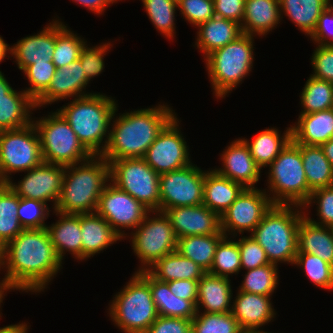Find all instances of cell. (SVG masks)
I'll return each mask as SVG.
<instances>
[{"instance_id":"8992f818","label":"cell","mask_w":333,"mask_h":333,"mask_svg":"<svg viewBox=\"0 0 333 333\" xmlns=\"http://www.w3.org/2000/svg\"><path fill=\"white\" fill-rule=\"evenodd\" d=\"M254 37L242 34L233 42L208 54L205 61L213 95L218 100L241 85L250 76L254 63Z\"/></svg>"},{"instance_id":"91938a15","label":"cell","mask_w":333,"mask_h":333,"mask_svg":"<svg viewBox=\"0 0 333 333\" xmlns=\"http://www.w3.org/2000/svg\"><path fill=\"white\" fill-rule=\"evenodd\" d=\"M28 322H19L17 324H11L7 326L0 327V333H28L30 330V325Z\"/></svg>"},{"instance_id":"e7e4bbea","label":"cell","mask_w":333,"mask_h":333,"mask_svg":"<svg viewBox=\"0 0 333 333\" xmlns=\"http://www.w3.org/2000/svg\"><path fill=\"white\" fill-rule=\"evenodd\" d=\"M243 333H260V331H244Z\"/></svg>"},{"instance_id":"d6a6232c","label":"cell","mask_w":333,"mask_h":333,"mask_svg":"<svg viewBox=\"0 0 333 333\" xmlns=\"http://www.w3.org/2000/svg\"><path fill=\"white\" fill-rule=\"evenodd\" d=\"M14 88L0 101V131L23 128L32 123L35 101L26 93Z\"/></svg>"},{"instance_id":"cb8c5ba5","label":"cell","mask_w":333,"mask_h":333,"mask_svg":"<svg viewBox=\"0 0 333 333\" xmlns=\"http://www.w3.org/2000/svg\"><path fill=\"white\" fill-rule=\"evenodd\" d=\"M230 278L206 272L198 283L197 312L226 313L232 310L233 290Z\"/></svg>"},{"instance_id":"680465c9","label":"cell","mask_w":333,"mask_h":333,"mask_svg":"<svg viewBox=\"0 0 333 333\" xmlns=\"http://www.w3.org/2000/svg\"><path fill=\"white\" fill-rule=\"evenodd\" d=\"M72 2L80 4L96 15H103L107 7L118 3L119 0H72Z\"/></svg>"},{"instance_id":"d4e9b609","label":"cell","mask_w":333,"mask_h":333,"mask_svg":"<svg viewBox=\"0 0 333 333\" xmlns=\"http://www.w3.org/2000/svg\"><path fill=\"white\" fill-rule=\"evenodd\" d=\"M82 261L98 255L109 246L122 241L109 223L97 212L80 214Z\"/></svg>"},{"instance_id":"4dcf8cb0","label":"cell","mask_w":333,"mask_h":333,"mask_svg":"<svg viewBox=\"0 0 333 333\" xmlns=\"http://www.w3.org/2000/svg\"><path fill=\"white\" fill-rule=\"evenodd\" d=\"M285 130L281 134L282 131L276 127H266L252 141L246 137L242 138L249 147L252 158L261 170L266 169L292 140L291 125L286 127Z\"/></svg>"},{"instance_id":"ab89813d","label":"cell","mask_w":333,"mask_h":333,"mask_svg":"<svg viewBox=\"0 0 333 333\" xmlns=\"http://www.w3.org/2000/svg\"><path fill=\"white\" fill-rule=\"evenodd\" d=\"M301 112L300 114H310L332 107L333 83L326 80L309 76L305 85L300 91Z\"/></svg>"},{"instance_id":"f1b7e54d","label":"cell","mask_w":333,"mask_h":333,"mask_svg":"<svg viewBox=\"0 0 333 333\" xmlns=\"http://www.w3.org/2000/svg\"><path fill=\"white\" fill-rule=\"evenodd\" d=\"M244 189L241 184L222 177L211 168L205 172L203 205L221 217Z\"/></svg>"},{"instance_id":"6da1fadb","label":"cell","mask_w":333,"mask_h":333,"mask_svg":"<svg viewBox=\"0 0 333 333\" xmlns=\"http://www.w3.org/2000/svg\"><path fill=\"white\" fill-rule=\"evenodd\" d=\"M62 264L46 228L24 229L0 249L2 279L11 292L45 291Z\"/></svg>"},{"instance_id":"277c9868","label":"cell","mask_w":333,"mask_h":333,"mask_svg":"<svg viewBox=\"0 0 333 333\" xmlns=\"http://www.w3.org/2000/svg\"><path fill=\"white\" fill-rule=\"evenodd\" d=\"M109 181V162L102 156H91L81 163L65 166L62 192L55 211L66 214L96 212Z\"/></svg>"},{"instance_id":"f35d334b","label":"cell","mask_w":333,"mask_h":333,"mask_svg":"<svg viewBox=\"0 0 333 333\" xmlns=\"http://www.w3.org/2000/svg\"><path fill=\"white\" fill-rule=\"evenodd\" d=\"M55 19L56 45L52 55V62L58 69L79 59L81 49L87 40L82 38V35L78 36L79 34L72 31L61 19L57 17Z\"/></svg>"},{"instance_id":"836d02e7","label":"cell","mask_w":333,"mask_h":333,"mask_svg":"<svg viewBox=\"0 0 333 333\" xmlns=\"http://www.w3.org/2000/svg\"><path fill=\"white\" fill-rule=\"evenodd\" d=\"M332 0H279L281 18L283 15L294 23L307 37L315 30L321 13Z\"/></svg>"},{"instance_id":"4316f807","label":"cell","mask_w":333,"mask_h":333,"mask_svg":"<svg viewBox=\"0 0 333 333\" xmlns=\"http://www.w3.org/2000/svg\"><path fill=\"white\" fill-rule=\"evenodd\" d=\"M281 21L279 0H245L242 33L264 37Z\"/></svg>"},{"instance_id":"f5cc1de1","label":"cell","mask_w":333,"mask_h":333,"mask_svg":"<svg viewBox=\"0 0 333 333\" xmlns=\"http://www.w3.org/2000/svg\"><path fill=\"white\" fill-rule=\"evenodd\" d=\"M316 46L310 58L311 76L333 83V46Z\"/></svg>"},{"instance_id":"2e32d148","label":"cell","mask_w":333,"mask_h":333,"mask_svg":"<svg viewBox=\"0 0 333 333\" xmlns=\"http://www.w3.org/2000/svg\"><path fill=\"white\" fill-rule=\"evenodd\" d=\"M272 205L264 189L245 188L220 217L221 231L227 237L252 233Z\"/></svg>"},{"instance_id":"5b68a950","label":"cell","mask_w":333,"mask_h":333,"mask_svg":"<svg viewBox=\"0 0 333 333\" xmlns=\"http://www.w3.org/2000/svg\"><path fill=\"white\" fill-rule=\"evenodd\" d=\"M302 206L273 204L250 234L265 250L268 261L293 265L298 252ZM280 262V263H279Z\"/></svg>"},{"instance_id":"3957f363","label":"cell","mask_w":333,"mask_h":333,"mask_svg":"<svg viewBox=\"0 0 333 333\" xmlns=\"http://www.w3.org/2000/svg\"><path fill=\"white\" fill-rule=\"evenodd\" d=\"M105 93L71 99L56 109L69 123L80 143L92 156L104 152L110 131V123L117 107V101Z\"/></svg>"},{"instance_id":"8d00e7d4","label":"cell","mask_w":333,"mask_h":333,"mask_svg":"<svg viewBox=\"0 0 333 333\" xmlns=\"http://www.w3.org/2000/svg\"><path fill=\"white\" fill-rule=\"evenodd\" d=\"M301 157L311 191L333 185V166L320 146L301 144Z\"/></svg>"},{"instance_id":"c3c4849f","label":"cell","mask_w":333,"mask_h":333,"mask_svg":"<svg viewBox=\"0 0 333 333\" xmlns=\"http://www.w3.org/2000/svg\"><path fill=\"white\" fill-rule=\"evenodd\" d=\"M55 71L56 67L52 61L33 63L23 71L30 85L24 90L34 101L48 89Z\"/></svg>"},{"instance_id":"8fae6325","label":"cell","mask_w":333,"mask_h":333,"mask_svg":"<svg viewBox=\"0 0 333 333\" xmlns=\"http://www.w3.org/2000/svg\"><path fill=\"white\" fill-rule=\"evenodd\" d=\"M42 162L40 139L33 122L20 129L0 131L1 183H7L12 173L29 171Z\"/></svg>"},{"instance_id":"7dc6e473","label":"cell","mask_w":333,"mask_h":333,"mask_svg":"<svg viewBox=\"0 0 333 333\" xmlns=\"http://www.w3.org/2000/svg\"><path fill=\"white\" fill-rule=\"evenodd\" d=\"M39 200L19 197L18 217L24 229L46 228V219L50 217L51 207ZM50 207V208H49Z\"/></svg>"},{"instance_id":"d6986e66","label":"cell","mask_w":333,"mask_h":333,"mask_svg":"<svg viewBox=\"0 0 333 333\" xmlns=\"http://www.w3.org/2000/svg\"><path fill=\"white\" fill-rule=\"evenodd\" d=\"M89 83L79 59L56 69L48 89L35 101L36 110L65 99L93 94L86 91Z\"/></svg>"},{"instance_id":"6125c7cd","label":"cell","mask_w":333,"mask_h":333,"mask_svg":"<svg viewBox=\"0 0 333 333\" xmlns=\"http://www.w3.org/2000/svg\"><path fill=\"white\" fill-rule=\"evenodd\" d=\"M320 147L322 148L326 158L333 166V138L323 143Z\"/></svg>"},{"instance_id":"9c48e42d","label":"cell","mask_w":333,"mask_h":333,"mask_svg":"<svg viewBox=\"0 0 333 333\" xmlns=\"http://www.w3.org/2000/svg\"><path fill=\"white\" fill-rule=\"evenodd\" d=\"M32 122L39 135L43 162L68 166L92 156L57 110L41 118L34 117Z\"/></svg>"},{"instance_id":"7a4b0ae2","label":"cell","mask_w":333,"mask_h":333,"mask_svg":"<svg viewBox=\"0 0 333 333\" xmlns=\"http://www.w3.org/2000/svg\"><path fill=\"white\" fill-rule=\"evenodd\" d=\"M119 113H113L109 139L102 157L110 162L118 159L143 158L149 146L163 128L176 116L167 103ZM116 115V116H115Z\"/></svg>"},{"instance_id":"83f0119b","label":"cell","mask_w":333,"mask_h":333,"mask_svg":"<svg viewBox=\"0 0 333 333\" xmlns=\"http://www.w3.org/2000/svg\"><path fill=\"white\" fill-rule=\"evenodd\" d=\"M197 28L193 46L203 53V59L212 51L224 47L243 34L241 24L217 16L201 23Z\"/></svg>"},{"instance_id":"be15d7a7","label":"cell","mask_w":333,"mask_h":333,"mask_svg":"<svg viewBox=\"0 0 333 333\" xmlns=\"http://www.w3.org/2000/svg\"><path fill=\"white\" fill-rule=\"evenodd\" d=\"M7 54L11 55V47L5 42L3 37L0 35V63L3 62L5 57L8 59L11 58V56H8Z\"/></svg>"},{"instance_id":"44dd1931","label":"cell","mask_w":333,"mask_h":333,"mask_svg":"<svg viewBox=\"0 0 333 333\" xmlns=\"http://www.w3.org/2000/svg\"><path fill=\"white\" fill-rule=\"evenodd\" d=\"M56 45V19L49 22L37 34L18 40L11 46V57L22 72L33 63L52 61Z\"/></svg>"},{"instance_id":"9f6ffc18","label":"cell","mask_w":333,"mask_h":333,"mask_svg":"<svg viewBox=\"0 0 333 333\" xmlns=\"http://www.w3.org/2000/svg\"><path fill=\"white\" fill-rule=\"evenodd\" d=\"M215 16L242 24L245 0H213Z\"/></svg>"},{"instance_id":"74e56055","label":"cell","mask_w":333,"mask_h":333,"mask_svg":"<svg viewBox=\"0 0 333 333\" xmlns=\"http://www.w3.org/2000/svg\"><path fill=\"white\" fill-rule=\"evenodd\" d=\"M19 196L0 183V249L24 230L18 217Z\"/></svg>"},{"instance_id":"11a10c76","label":"cell","mask_w":333,"mask_h":333,"mask_svg":"<svg viewBox=\"0 0 333 333\" xmlns=\"http://www.w3.org/2000/svg\"><path fill=\"white\" fill-rule=\"evenodd\" d=\"M145 333H192L191 320L159 315Z\"/></svg>"},{"instance_id":"ffe728a7","label":"cell","mask_w":333,"mask_h":333,"mask_svg":"<svg viewBox=\"0 0 333 333\" xmlns=\"http://www.w3.org/2000/svg\"><path fill=\"white\" fill-rule=\"evenodd\" d=\"M177 238L193 235L224 234L220 216L203 204L173 207L165 211Z\"/></svg>"},{"instance_id":"681fc988","label":"cell","mask_w":333,"mask_h":333,"mask_svg":"<svg viewBox=\"0 0 333 333\" xmlns=\"http://www.w3.org/2000/svg\"><path fill=\"white\" fill-rule=\"evenodd\" d=\"M86 42L81 49L79 61L82 64V68L85 71V75L89 82L93 81L96 76H99L104 72L105 63L104 56L110 52L113 44L111 41L102 42L98 45L90 46ZM110 49V50H109Z\"/></svg>"},{"instance_id":"6f0895ef","label":"cell","mask_w":333,"mask_h":333,"mask_svg":"<svg viewBox=\"0 0 333 333\" xmlns=\"http://www.w3.org/2000/svg\"><path fill=\"white\" fill-rule=\"evenodd\" d=\"M167 283L169 285V289L174 295L182 299L189 300L196 306L199 280H172Z\"/></svg>"},{"instance_id":"94428289","label":"cell","mask_w":333,"mask_h":333,"mask_svg":"<svg viewBox=\"0 0 333 333\" xmlns=\"http://www.w3.org/2000/svg\"><path fill=\"white\" fill-rule=\"evenodd\" d=\"M13 87L6 79L2 71H0V101L5 99V95L8 94Z\"/></svg>"},{"instance_id":"1f68e13d","label":"cell","mask_w":333,"mask_h":333,"mask_svg":"<svg viewBox=\"0 0 333 333\" xmlns=\"http://www.w3.org/2000/svg\"><path fill=\"white\" fill-rule=\"evenodd\" d=\"M298 252L313 254L333 266V230L312 223L305 216L298 229Z\"/></svg>"},{"instance_id":"f907efd6","label":"cell","mask_w":333,"mask_h":333,"mask_svg":"<svg viewBox=\"0 0 333 333\" xmlns=\"http://www.w3.org/2000/svg\"><path fill=\"white\" fill-rule=\"evenodd\" d=\"M177 8L182 18L194 27L215 16L213 0H181Z\"/></svg>"},{"instance_id":"003e7915","label":"cell","mask_w":333,"mask_h":333,"mask_svg":"<svg viewBox=\"0 0 333 333\" xmlns=\"http://www.w3.org/2000/svg\"><path fill=\"white\" fill-rule=\"evenodd\" d=\"M172 1L178 4L181 0H172Z\"/></svg>"},{"instance_id":"ac0fdd59","label":"cell","mask_w":333,"mask_h":333,"mask_svg":"<svg viewBox=\"0 0 333 333\" xmlns=\"http://www.w3.org/2000/svg\"><path fill=\"white\" fill-rule=\"evenodd\" d=\"M220 156L222 166L214 169L219 175L241 184L244 188H257L255 185L259 183L262 171L242 137L234 139Z\"/></svg>"},{"instance_id":"ba28073f","label":"cell","mask_w":333,"mask_h":333,"mask_svg":"<svg viewBox=\"0 0 333 333\" xmlns=\"http://www.w3.org/2000/svg\"><path fill=\"white\" fill-rule=\"evenodd\" d=\"M265 192L273 204L303 206L312 191L308 187L301 144L291 140L268 166Z\"/></svg>"},{"instance_id":"bcb514c9","label":"cell","mask_w":333,"mask_h":333,"mask_svg":"<svg viewBox=\"0 0 333 333\" xmlns=\"http://www.w3.org/2000/svg\"><path fill=\"white\" fill-rule=\"evenodd\" d=\"M315 204L317 211L316 216L318 220L311 218V216H307L310 215V207ZM302 209L304 216L312 223L333 228V185L312 191L308 200L302 206Z\"/></svg>"},{"instance_id":"603a6c76","label":"cell","mask_w":333,"mask_h":333,"mask_svg":"<svg viewBox=\"0 0 333 333\" xmlns=\"http://www.w3.org/2000/svg\"><path fill=\"white\" fill-rule=\"evenodd\" d=\"M54 214L58 220L46 229L58 258L63 262L69 252L77 262L82 261L80 214H66L55 210Z\"/></svg>"},{"instance_id":"484cf974","label":"cell","mask_w":333,"mask_h":333,"mask_svg":"<svg viewBox=\"0 0 333 333\" xmlns=\"http://www.w3.org/2000/svg\"><path fill=\"white\" fill-rule=\"evenodd\" d=\"M292 123V140L297 144L321 146L333 138V109L299 114Z\"/></svg>"},{"instance_id":"60d3db41","label":"cell","mask_w":333,"mask_h":333,"mask_svg":"<svg viewBox=\"0 0 333 333\" xmlns=\"http://www.w3.org/2000/svg\"><path fill=\"white\" fill-rule=\"evenodd\" d=\"M224 236L217 244L213 264L209 273L221 277L230 278L241 272L240 251L238 239ZM235 238V239H234Z\"/></svg>"},{"instance_id":"e575fe53","label":"cell","mask_w":333,"mask_h":333,"mask_svg":"<svg viewBox=\"0 0 333 333\" xmlns=\"http://www.w3.org/2000/svg\"><path fill=\"white\" fill-rule=\"evenodd\" d=\"M154 278L163 282L172 280H200L206 271L177 251L165 255L147 270Z\"/></svg>"},{"instance_id":"7402d4cb","label":"cell","mask_w":333,"mask_h":333,"mask_svg":"<svg viewBox=\"0 0 333 333\" xmlns=\"http://www.w3.org/2000/svg\"><path fill=\"white\" fill-rule=\"evenodd\" d=\"M232 302V314L244 331H263L262 326L272 323L276 311L272 296L237 291Z\"/></svg>"},{"instance_id":"d590c367","label":"cell","mask_w":333,"mask_h":333,"mask_svg":"<svg viewBox=\"0 0 333 333\" xmlns=\"http://www.w3.org/2000/svg\"><path fill=\"white\" fill-rule=\"evenodd\" d=\"M224 236L210 234L177 238L176 251L208 272L213 264L217 244Z\"/></svg>"},{"instance_id":"5bb4252c","label":"cell","mask_w":333,"mask_h":333,"mask_svg":"<svg viewBox=\"0 0 333 333\" xmlns=\"http://www.w3.org/2000/svg\"><path fill=\"white\" fill-rule=\"evenodd\" d=\"M96 212L123 240L128 235L126 230L134 231L150 210L109 181L99 198Z\"/></svg>"},{"instance_id":"ee69618b","label":"cell","mask_w":333,"mask_h":333,"mask_svg":"<svg viewBox=\"0 0 333 333\" xmlns=\"http://www.w3.org/2000/svg\"><path fill=\"white\" fill-rule=\"evenodd\" d=\"M192 333H243L244 330L232 312H196L191 320Z\"/></svg>"},{"instance_id":"4fadbf2b","label":"cell","mask_w":333,"mask_h":333,"mask_svg":"<svg viewBox=\"0 0 333 333\" xmlns=\"http://www.w3.org/2000/svg\"><path fill=\"white\" fill-rule=\"evenodd\" d=\"M195 164L159 175L160 211L203 204L205 172Z\"/></svg>"},{"instance_id":"f6af8a7d","label":"cell","mask_w":333,"mask_h":333,"mask_svg":"<svg viewBox=\"0 0 333 333\" xmlns=\"http://www.w3.org/2000/svg\"><path fill=\"white\" fill-rule=\"evenodd\" d=\"M294 266L304 270L308 279L317 287L333 290V266L313 254L297 253Z\"/></svg>"},{"instance_id":"f546056e","label":"cell","mask_w":333,"mask_h":333,"mask_svg":"<svg viewBox=\"0 0 333 333\" xmlns=\"http://www.w3.org/2000/svg\"><path fill=\"white\" fill-rule=\"evenodd\" d=\"M150 285L152 299L160 316L192 320L196 306L189 300L174 295L167 282L154 278L148 271L138 272Z\"/></svg>"},{"instance_id":"e0dca14e","label":"cell","mask_w":333,"mask_h":333,"mask_svg":"<svg viewBox=\"0 0 333 333\" xmlns=\"http://www.w3.org/2000/svg\"><path fill=\"white\" fill-rule=\"evenodd\" d=\"M64 172L63 165L42 162L37 167L25 171L24 177L18 183L13 182L11 178L7 184L21 198L39 200L47 204L53 202L50 205L55 210L62 192Z\"/></svg>"},{"instance_id":"30bf717a","label":"cell","mask_w":333,"mask_h":333,"mask_svg":"<svg viewBox=\"0 0 333 333\" xmlns=\"http://www.w3.org/2000/svg\"><path fill=\"white\" fill-rule=\"evenodd\" d=\"M127 238L141 262L135 272L147 271L159 259L176 251L177 237L165 212L150 211Z\"/></svg>"},{"instance_id":"816d5d0a","label":"cell","mask_w":333,"mask_h":333,"mask_svg":"<svg viewBox=\"0 0 333 333\" xmlns=\"http://www.w3.org/2000/svg\"><path fill=\"white\" fill-rule=\"evenodd\" d=\"M238 246L242 270L245 269L248 271L270 264L266 257L265 250L250 234L248 236L238 237Z\"/></svg>"},{"instance_id":"52a82bcc","label":"cell","mask_w":333,"mask_h":333,"mask_svg":"<svg viewBox=\"0 0 333 333\" xmlns=\"http://www.w3.org/2000/svg\"><path fill=\"white\" fill-rule=\"evenodd\" d=\"M108 307L110 320L123 333H145L159 316L149 283L135 272Z\"/></svg>"},{"instance_id":"db71d44e","label":"cell","mask_w":333,"mask_h":333,"mask_svg":"<svg viewBox=\"0 0 333 333\" xmlns=\"http://www.w3.org/2000/svg\"><path fill=\"white\" fill-rule=\"evenodd\" d=\"M309 38L315 45L333 46V3L321 13Z\"/></svg>"},{"instance_id":"9a60e30c","label":"cell","mask_w":333,"mask_h":333,"mask_svg":"<svg viewBox=\"0 0 333 333\" xmlns=\"http://www.w3.org/2000/svg\"><path fill=\"white\" fill-rule=\"evenodd\" d=\"M180 123L176 115L159 133L143 157L146 163L159 175L192 164L190 148L180 130Z\"/></svg>"},{"instance_id":"7c38bea8","label":"cell","mask_w":333,"mask_h":333,"mask_svg":"<svg viewBox=\"0 0 333 333\" xmlns=\"http://www.w3.org/2000/svg\"><path fill=\"white\" fill-rule=\"evenodd\" d=\"M109 180L150 211H160L159 174L143 158L111 160Z\"/></svg>"},{"instance_id":"03108f58","label":"cell","mask_w":333,"mask_h":333,"mask_svg":"<svg viewBox=\"0 0 333 333\" xmlns=\"http://www.w3.org/2000/svg\"><path fill=\"white\" fill-rule=\"evenodd\" d=\"M260 333H272V332H268V331L263 330V331H260Z\"/></svg>"},{"instance_id":"7bdbcfd3","label":"cell","mask_w":333,"mask_h":333,"mask_svg":"<svg viewBox=\"0 0 333 333\" xmlns=\"http://www.w3.org/2000/svg\"><path fill=\"white\" fill-rule=\"evenodd\" d=\"M154 28L169 40L176 36L177 3L172 0H141Z\"/></svg>"},{"instance_id":"b9f144b4","label":"cell","mask_w":333,"mask_h":333,"mask_svg":"<svg viewBox=\"0 0 333 333\" xmlns=\"http://www.w3.org/2000/svg\"><path fill=\"white\" fill-rule=\"evenodd\" d=\"M278 265L266 264L245 271L238 291L259 295L272 296L279 284Z\"/></svg>"}]
</instances>
